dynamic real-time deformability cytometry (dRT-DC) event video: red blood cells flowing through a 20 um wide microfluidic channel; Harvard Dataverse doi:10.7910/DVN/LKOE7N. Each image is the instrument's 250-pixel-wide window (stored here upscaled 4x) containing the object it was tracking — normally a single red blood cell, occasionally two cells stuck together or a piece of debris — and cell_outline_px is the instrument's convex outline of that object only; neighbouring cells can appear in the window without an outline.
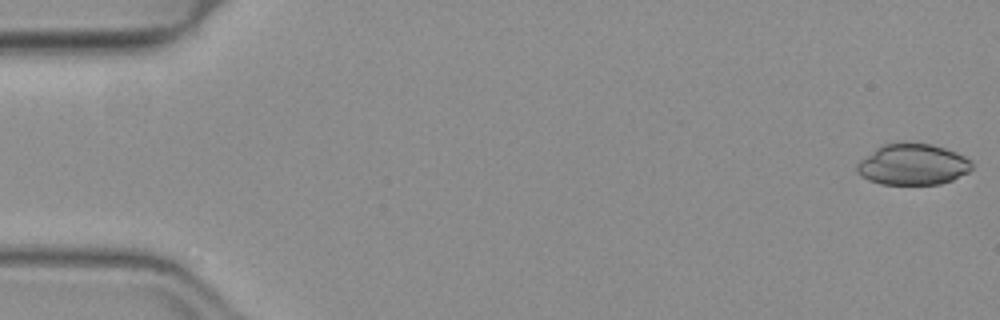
{"species": "common noctule bat (a hibernating species)", "species_latin": "Nyctalus noctula", "temperature_condition": "warm", "stored_images_in_passage": 51, "camera_frame_rate_fps": 3000, "um_per_image_px": 0.085, "animal": {"sex": "female", "body_mass_g": 19.3, "forearm_length_mm": 54.1}, "frame": {"image": 1, "passage_image": 1, "time_ms": 0.0, "image_size_px": [1000, 320], "cell_outline_px": [[972, 168], [968, 172], [952, 180], [940, 184], [880, 184], [868, 180], [860, 176], [856, 172], [856, 164], [860, 160], [876, 148], [884, 144], [932, 144], [956, 152], [972, 160]], "centroid_in_image_um": [77.57, 14.0], "position_along_channel_um": 7.4, "area_um2": 27.34}}
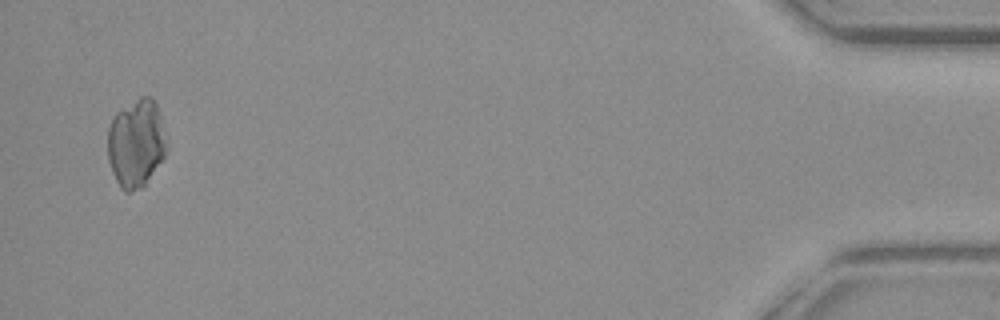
{"frame": {"image": 2, "passage_image": 50, "time_ms": 16.333, "image_size_px": [1000, 320], "cell_outline_px": [[168, 144], [164, 156], [144, 188], [132, 192], [124, 192], [120, 188], [112, 172], [108, 160], [108, 128], [116, 112], [140, 96], [152, 96], [156, 104], [160, 116]], "centroid_in_image_um": [11.57, 12.21], "position_along_channel_um": 423.6, "area_um2": 30.58}}